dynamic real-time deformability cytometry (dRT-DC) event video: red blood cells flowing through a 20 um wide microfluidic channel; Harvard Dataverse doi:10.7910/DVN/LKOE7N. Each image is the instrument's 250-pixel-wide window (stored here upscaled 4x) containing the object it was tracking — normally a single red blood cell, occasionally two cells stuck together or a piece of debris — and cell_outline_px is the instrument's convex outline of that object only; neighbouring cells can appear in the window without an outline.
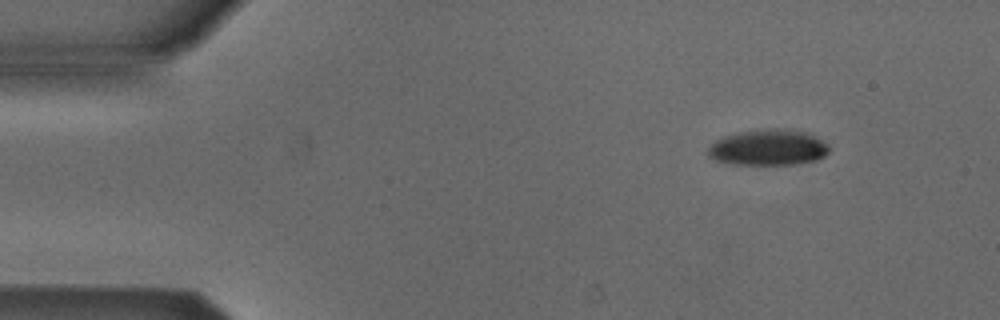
{"species": "Egyptian fruit bat (a non-hibernating species)", "species_latin": "Rousettus aegyptiacus", "temperature_condition": "cold", "stored_images_in_passage": 47, "camera_frame_rate_fps": 3000, "um_per_image_px": 0.085, "animal": {"sex": "male"}, "frame": {"image": 1, "passage_image": 1, "time_ms": 0.0, "image_size_px": [1000, 320], "cell_outline_px": [[828, 152], [824, 156], [816, 160], [792, 164], [736, 164], [716, 160], [708, 156], [708, 148], [716, 140], [724, 136], [736, 132], [776, 128], [792, 128], [804, 132], [828, 144]], "centroid_in_image_um": [65.29, 12.52], "position_along_channel_um": 19.7, "area_um2": 25.09}}
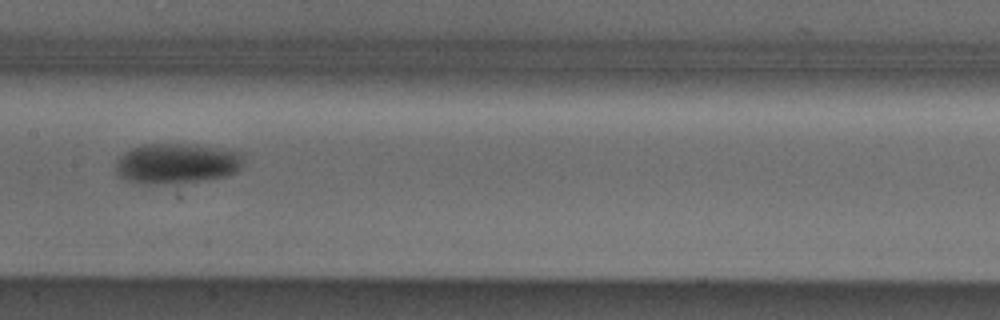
{"frame": {"image": 2, "passage_image": 21, "time_ms": 6.667, "image_size_px": [1000, 320], "cell_outline_px": [[244, 152], [240, 168], [236, 172], [228, 176], [180, 184], [144, 184], [124, 180], [116, 172], [116, 160], [124, 152], [132, 148], [144, 144], [196, 144]], "centroid_in_image_um": [15.03, 13.9], "position_along_channel_um": 192.4, "area_um2": 30.58}}
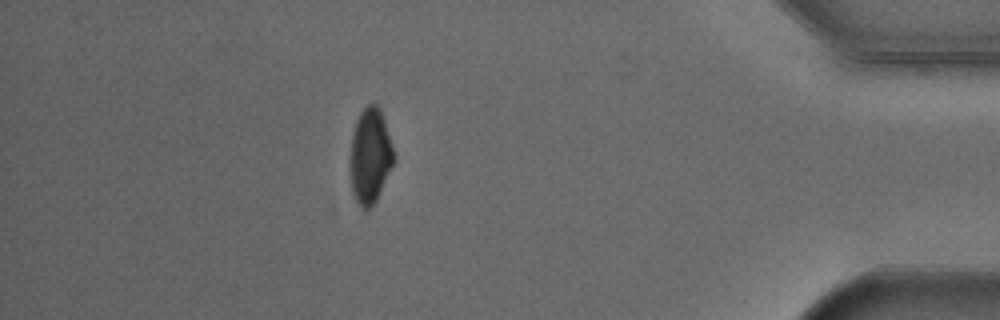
{"frame": {"image": 3, "passage_image": 41, "time_ms": 13.333, "image_size_px": [1000, 320], "cell_outline_px": [[396, 160], [376, 200], [368, 208], [364, 208], [356, 200], [352, 192], [352, 132], [356, 120], [360, 112], [368, 104], [376, 104], [380, 108], [396, 156]], "centroid_in_image_um": [31.51, 13.21], "position_along_channel_um": 403.7, "area_um2": 23.7}, "authors_computed_cell_mechanics": {"area_um2": 27.166, "velocity_mm_per_s": 3.9007, "shape_relaxation_time_tau1_ms": 2.173, "shape_relaxation_time_tau2_ms": null, "deformation_change_tau1": 0.1088, "deformation_change_tau2": null}}